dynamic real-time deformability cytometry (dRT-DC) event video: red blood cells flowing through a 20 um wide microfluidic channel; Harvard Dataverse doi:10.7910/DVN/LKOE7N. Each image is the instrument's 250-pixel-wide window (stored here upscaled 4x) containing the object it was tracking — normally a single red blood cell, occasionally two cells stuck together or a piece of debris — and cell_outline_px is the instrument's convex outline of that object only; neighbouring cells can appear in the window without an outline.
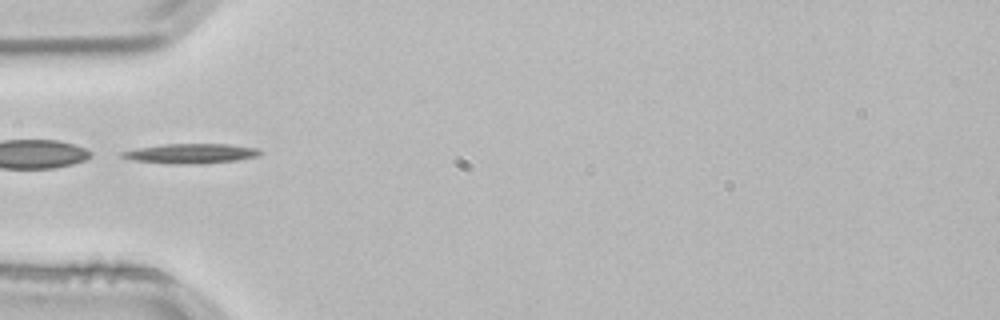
{"species": "common noctule bat (a hibernating species)", "species_latin": "Nyctalus noctula", "temperature_condition": "room temperature", "stored_images_in_passage": 3, "segment_of_instrument_passage": [2, 2], "camera_frame_rate_fps": 3000, "um_per_image_px": 0.085, "animal": {"sex": "male", "body_mass_g": 21.5, "forearm_length_mm": 52.0}, "frame": {"image": 1, "passage_image": 3, "time_ms": 0.667, "image_size_px": [1000, 320], "cell_outline_px": [[260, 156], [236, 160], [200, 164], [168, 164], [128, 160], [120, 156], [120, 152], [136, 148], [164, 144], [228, 144], [256, 148], [260, 152]], "centroid_in_image_um": [16.14, 13.06], "position_along_channel_um": 68.9, "area_um2": 16.07}}